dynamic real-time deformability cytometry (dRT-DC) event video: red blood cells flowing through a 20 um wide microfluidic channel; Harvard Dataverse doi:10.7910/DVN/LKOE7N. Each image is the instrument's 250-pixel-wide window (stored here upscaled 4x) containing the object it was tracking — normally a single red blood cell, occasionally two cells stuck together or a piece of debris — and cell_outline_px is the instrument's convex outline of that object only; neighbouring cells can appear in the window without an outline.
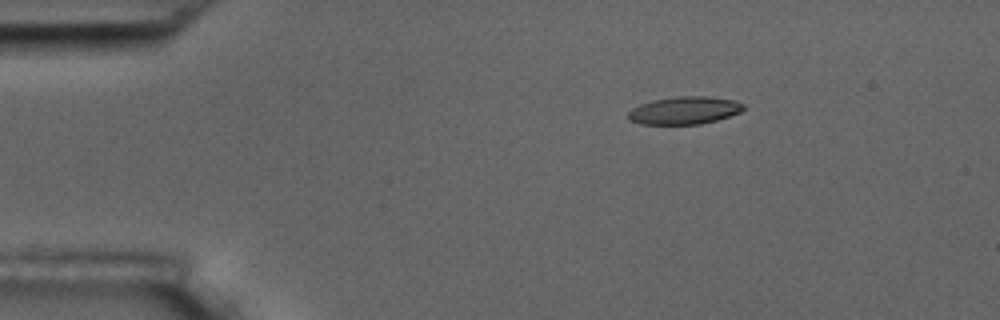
{"species": "common noctule bat (a hibernating species)", "species_latin": "Nyctalus noctula", "temperature_condition": "room temperature", "stored_images_in_passage": 3, "camera_frame_rate_fps": 3000, "um_per_image_px": 0.085, "animal": {"sex": "male", "body_mass_g": 17.5, "forearm_length_mm": 52.3}, "frame": {"image": 1, "passage_image": 1, "time_ms": 0.0, "image_size_px": [1000, 320], "cell_outline_px": [[744, 108], [740, 112], [716, 120], [700, 124], [640, 124], [632, 120], [628, 116], [628, 112], [632, 108], [640, 104], [652, 100], [676, 96], [704, 96], [736, 100], [744, 104]], "centroid_in_image_um": [58.18, 9.37], "position_along_channel_um": 26.8, "area_um2": 18.5}}